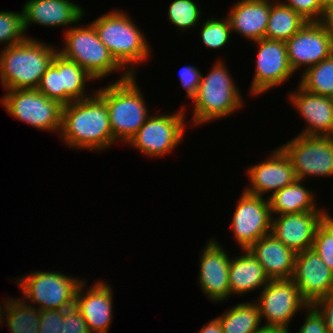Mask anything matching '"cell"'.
Returning <instances> with one entry per match:
<instances>
[{"instance_id": "cell-14", "label": "cell", "mask_w": 333, "mask_h": 333, "mask_svg": "<svg viewBox=\"0 0 333 333\" xmlns=\"http://www.w3.org/2000/svg\"><path fill=\"white\" fill-rule=\"evenodd\" d=\"M289 64L294 71L308 69L333 54V37L320 22H306L286 41Z\"/></svg>"}, {"instance_id": "cell-16", "label": "cell", "mask_w": 333, "mask_h": 333, "mask_svg": "<svg viewBox=\"0 0 333 333\" xmlns=\"http://www.w3.org/2000/svg\"><path fill=\"white\" fill-rule=\"evenodd\" d=\"M199 257V285L204 295L213 302L230 298L229 266L231 258L227 250L213 238L206 243Z\"/></svg>"}, {"instance_id": "cell-20", "label": "cell", "mask_w": 333, "mask_h": 333, "mask_svg": "<svg viewBox=\"0 0 333 333\" xmlns=\"http://www.w3.org/2000/svg\"><path fill=\"white\" fill-rule=\"evenodd\" d=\"M288 97L289 101L293 104L292 106L296 108L307 124L305 129L300 132V135L333 136L332 97L308 92L299 84L297 90H293L288 94Z\"/></svg>"}, {"instance_id": "cell-44", "label": "cell", "mask_w": 333, "mask_h": 333, "mask_svg": "<svg viewBox=\"0 0 333 333\" xmlns=\"http://www.w3.org/2000/svg\"><path fill=\"white\" fill-rule=\"evenodd\" d=\"M253 333H289V332L286 330L278 329L276 327L261 325V327H259Z\"/></svg>"}, {"instance_id": "cell-5", "label": "cell", "mask_w": 333, "mask_h": 333, "mask_svg": "<svg viewBox=\"0 0 333 333\" xmlns=\"http://www.w3.org/2000/svg\"><path fill=\"white\" fill-rule=\"evenodd\" d=\"M222 60V61H221ZM201 81L193 102L192 126L226 118L243 107V97L223 59Z\"/></svg>"}, {"instance_id": "cell-18", "label": "cell", "mask_w": 333, "mask_h": 333, "mask_svg": "<svg viewBox=\"0 0 333 333\" xmlns=\"http://www.w3.org/2000/svg\"><path fill=\"white\" fill-rule=\"evenodd\" d=\"M328 211H307L272 216L271 234L295 253L313 246L315 232Z\"/></svg>"}, {"instance_id": "cell-1", "label": "cell", "mask_w": 333, "mask_h": 333, "mask_svg": "<svg viewBox=\"0 0 333 333\" xmlns=\"http://www.w3.org/2000/svg\"><path fill=\"white\" fill-rule=\"evenodd\" d=\"M92 91L90 97L63 106L59 137L70 148L101 152L118 142L113 138L105 101Z\"/></svg>"}, {"instance_id": "cell-9", "label": "cell", "mask_w": 333, "mask_h": 333, "mask_svg": "<svg viewBox=\"0 0 333 333\" xmlns=\"http://www.w3.org/2000/svg\"><path fill=\"white\" fill-rule=\"evenodd\" d=\"M185 108L177 113L152 114L127 144L145 156L159 157L169 154L184 139Z\"/></svg>"}, {"instance_id": "cell-39", "label": "cell", "mask_w": 333, "mask_h": 333, "mask_svg": "<svg viewBox=\"0 0 333 333\" xmlns=\"http://www.w3.org/2000/svg\"><path fill=\"white\" fill-rule=\"evenodd\" d=\"M181 86L186 90V97L193 99L197 93L202 73L194 66H184L179 74Z\"/></svg>"}, {"instance_id": "cell-31", "label": "cell", "mask_w": 333, "mask_h": 333, "mask_svg": "<svg viewBox=\"0 0 333 333\" xmlns=\"http://www.w3.org/2000/svg\"><path fill=\"white\" fill-rule=\"evenodd\" d=\"M199 8L194 0H174L169 6L167 19L180 31L193 29L201 20L202 10Z\"/></svg>"}, {"instance_id": "cell-22", "label": "cell", "mask_w": 333, "mask_h": 333, "mask_svg": "<svg viewBox=\"0 0 333 333\" xmlns=\"http://www.w3.org/2000/svg\"><path fill=\"white\" fill-rule=\"evenodd\" d=\"M248 250L260 262L270 280L292 278L296 253L271 233L259 238Z\"/></svg>"}, {"instance_id": "cell-10", "label": "cell", "mask_w": 333, "mask_h": 333, "mask_svg": "<svg viewBox=\"0 0 333 333\" xmlns=\"http://www.w3.org/2000/svg\"><path fill=\"white\" fill-rule=\"evenodd\" d=\"M279 147L290 159L298 180L333 176V136L298 134Z\"/></svg>"}, {"instance_id": "cell-42", "label": "cell", "mask_w": 333, "mask_h": 333, "mask_svg": "<svg viewBox=\"0 0 333 333\" xmlns=\"http://www.w3.org/2000/svg\"><path fill=\"white\" fill-rule=\"evenodd\" d=\"M319 22L333 37V1L325 5L323 16Z\"/></svg>"}, {"instance_id": "cell-41", "label": "cell", "mask_w": 333, "mask_h": 333, "mask_svg": "<svg viewBox=\"0 0 333 333\" xmlns=\"http://www.w3.org/2000/svg\"><path fill=\"white\" fill-rule=\"evenodd\" d=\"M322 315L329 333H333V291L312 304Z\"/></svg>"}, {"instance_id": "cell-40", "label": "cell", "mask_w": 333, "mask_h": 333, "mask_svg": "<svg viewBox=\"0 0 333 333\" xmlns=\"http://www.w3.org/2000/svg\"><path fill=\"white\" fill-rule=\"evenodd\" d=\"M307 315L298 333H329L322 315L313 305L305 308Z\"/></svg>"}, {"instance_id": "cell-24", "label": "cell", "mask_w": 333, "mask_h": 333, "mask_svg": "<svg viewBox=\"0 0 333 333\" xmlns=\"http://www.w3.org/2000/svg\"><path fill=\"white\" fill-rule=\"evenodd\" d=\"M242 254L231 258L229 266L230 297L242 295L255 289H263L270 281L260 262L248 249H241Z\"/></svg>"}, {"instance_id": "cell-43", "label": "cell", "mask_w": 333, "mask_h": 333, "mask_svg": "<svg viewBox=\"0 0 333 333\" xmlns=\"http://www.w3.org/2000/svg\"><path fill=\"white\" fill-rule=\"evenodd\" d=\"M197 333H223L221 324L217 318L206 323Z\"/></svg>"}, {"instance_id": "cell-30", "label": "cell", "mask_w": 333, "mask_h": 333, "mask_svg": "<svg viewBox=\"0 0 333 333\" xmlns=\"http://www.w3.org/2000/svg\"><path fill=\"white\" fill-rule=\"evenodd\" d=\"M300 77L298 84L308 92L333 98V54L304 69Z\"/></svg>"}, {"instance_id": "cell-25", "label": "cell", "mask_w": 333, "mask_h": 333, "mask_svg": "<svg viewBox=\"0 0 333 333\" xmlns=\"http://www.w3.org/2000/svg\"><path fill=\"white\" fill-rule=\"evenodd\" d=\"M303 184L302 180H296L268 198L272 216L307 211H325L317 207L315 194L313 195V192L304 187Z\"/></svg>"}, {"instance_id": "cell-7", "label": "cell", "mask_w": 333, "mask_h": 333, "mask_svg": "<svg viewBox=\"0 0 333 333\" xmlns=\"http://www.w3.org/2000/svg\"><path fill=\"white\" fill-rule=\"evenodd\" d=\"M83 281L57 271H33L16 279L22 299L37 304L38 310H63L75 306L78 286ZM39 304V306H38Z\"/></svg>"}, {"instance_id": "cell-33", "label": "cell", "mask_w": 333, "mask_h": 333, "mask_svg": "<svg viewBox=\"0 0 333 333\" xmlns=\"http://www.w3.org/2000/svg\"><path fill=\"white\" fill-rule=\"evenodd\" d=\"M25 32L23 11H0V44H5L4 48L25 41Z\"/></svg>"}, {"instance_id": "cell-19", "label": "cell", "mask_w": 333, "mask_h": 333, "mask_svg": "<svg viewBox=\"0 0 333 333\" xmlns=\"http://www.w3.org/2000/svg\"><path fill=\"white\" fill-rule=\"evenodd\" d=\"M86 283L83 279L78 286L75 307L85 319L90 333H108L113 319L112 287L100 280L85 292Z\"/></svg>"}, {"instance_id": "cell-36", "label": "cell", "mask_w": 333, "mask_h": 333, "mask_svg": "<svg viewBox=\"0 0 333 333\" xmlns=\"http://www.w3.org/2000/svg\"><path fill=\"white\" fill-rule=\"evenodd\" d=\"M282 2L296 11L307 22H319L325 9L321 0H286Z\"/></svg>"}, {"instance_id": "cell-46", "label": "cell", "mask_w": 333, "mask_h": 333, "mask_svg": "<svg viewBox=\"0 0 333 333\" xmlns=\"http://www.w3.org/2000/svg\"><path fill=\"white\" fill-rule=\"evenodd\" d=\"M321 1L324 3V5H326L327 3L332 2L333 0H321Z\"/></svg>"}, {"instance_id": "cell-32", "label": "cell", "mask_w": 333, "mask_h": 333, "mask_svg": "<svg viewBox=\"0 0 333 333\" xmlns=\"http://www.w3.org/2000/svg\"><path fill=\"white\" fill-rule=\"evenodd\" d=\"M200 39L205 48L220 49L225 46L231 37V25L227 15L223 19L208 18L200 27Z\"/></svg>"}, {"instance_id": "cell-28", "label": "cell", "mask_w": 333, "mask_h": 333, "mask_svg": "<svg viewBox=\"0 0 333 333\" xmlns=\"http://www.w3.org/2000/svg\"><path fill=\"white\" fill-rule=\"evenodd\" d=\"M216 318L223 333H253L262 324L258 306L253 301L241 302Z\"/></svg>"}, {"instance_id": "cell-8", "label": "cell", "mask_w": 333, "mask_h": 333, "mask_svg": "<svg viewBox=\"0 0 333 333\" xmlns=\"http://www.w3.org/2000/svg\"><path fill=\"white\" fill-rule=\"evenodd\" d=\"M0 100L13 118L38 130L60 134L63 106L37 89L7 90Z\"/></svg>"}, {"instance_id": "cell-15", "label": "cell", "mask_w": 333, "mask_h": 333, "mask_svg": "<svg viewBox=\"0 0 333 333\" xmlns=\"http://www.w3.org/2000/svg\"><path fill=\"white\" fill-rule=\"evenodd\" d=\"M247 176L250 184L244 191L260 197L270 192L267 198L298 180L290 159L280 147L264 161L249 166Z\"/></svg>"}, {"instance_id": "cell-38", "label": "cell", "mask_w": 333, "mask_h": 333, "mask_svg": "<svg viewBox=\"0 0 333 333\" xmlns=\"http://www.w3.org/2000/svg\"><path fill=\"white\" fill-rule=\"evenodd\" d=\"M62 333H90L85 319L75 306L64 309Z\"/></svg>"}, {"instance_id": "cell-17", "label": "cell", "mask_w": 333, "mask_h": 333, "mask_svg": "<svg viewBox=\"0 0 333 333\" xmlns=\"http://www.w3.org/2000/svg\"><path fill=\"white\" fill-rule=\"evenodd\" d=\"M291 279L309 305L333 291V272L312 248L296 253Z\"/></svg>"}, {"instance_id": "cell-29", "label": "cell", "mask_w": 333, "mask_h": 333, "mask_svg": "<svg viewBox=\"0 0 333 333\" xmlns=\"http://www.w3.org/2000/svg\"><path fill=\"white\" fill-rule=\"evenodd\" d=\"M4 317L10 333H39L40 310L24 299L7 297ZM34 305V306H33Z\"/></svg>"}, {"instance_id": "cell-34", "label": "cell", "mask_w": 333, "mask_h": 333, "mask_svg": "<svg viewBox=\"0 0 333 333\" xmlns=\"http://www.w3.org/2000/svg\"><path fill=\"white\" fill-rule=\"evenodd\" d=\"M312 249L333 272V217L330 213L317 227Z\"/></svg>"}, {"instance_id": "cell-13", "label": "cell", "mask_w": 333, "mask_h": 333, "mask_svg": "<svg viewBox=\"0 0 333 333\" xmlns=\"http://www.w3.org/2000/svg\"><path fill=\"white\" fill-rule=\"evenodd\" d=\"M271 225L272 214L268 198L243 190L231 221L238 247L248 249L259 238L271 233Z\"/></svg>"}, {"instance_id": "cell-45", "label": "cell", "mask_w": 333, "mask_h": 333, "mask_svg": "<svg viewBox=\"0 0 333 333\" xmlns=\"http://www.w3.org/2000/svg\"><path fill=\"white\" fill-rule=\"evenodd\" d=\"M4 301L5 302H3L4 303L3 306L0 304L1 305L0 306V327H1V324H5L4 323V319H5L4 314H5V310H6L7 299L5 298Z\"/></svg>"}, {"instance_id": "cell-3", "label": "cell", "mask_w": 333, "mask_h": 333, "mask_svg": "<svg viewBox=\"0 0 333 333\" xmlns=\"http://www.w3.org/2000/svg\"><path fill=\"white\" fill-rule=\"evenodd\" d=\"M58 49L28 37L0 51V82L7 90L37 89Z\"/></svg>"}, {"instance_id": "cell-37", "label": "cell", "mask_w": 333, "mask_h": 333, "mask_svg": "<svg viewBox=\"0 0 333 333\" xmlns=\"http://www.w3.org/2000/svg\"><path fill=\"white\" fill-rule=\"evenodd\" d=\"M63 310H41L39 333H62Z\"/></svg>"}, {"instance_id": "cell-4", "label": "cell", "mask_w": 333, "mask_h": 333, "mask_svg": "<svg viewBox=\"0 0 333 333\" xmlns=\"http://www.w3.org/2000/svg\"><path fill=\"white\" fill-rule=\"evenodd\" d=\"M119 10L102 14L91 24L115 61L129 75H137L135 64L147 61L151 54L150 45L127 12Z\"/></svg>"}, {"instance_id": "cell-2", "label": "cell", "mask_w": 333, "mask_h": 333, "mask_svg": "<svg viewBox=\"0 0 333 333\" xmlns=\"http://www.w3.org/2000/svg\"><path fill=\"white\" fill-rule=\"evenodd\" d=\"M122 71L124 72L117 81L95 89V92L107 105L114 140L127 145L146 122L150 111L138 87L136 76Z\"/></svg>"}, {"instance_id": "cell-23", "label": "cell", "mask_w": 333, "mask_h": 333, "mask_svg": "<svg viewBox=\"0 0 333 333\" xmlns=\"http://www.w3.org/2000/svg\"><path fill=\"white\" fill-rule=\"evenodd\" d=\"M228 19L233 32L251 42L265 38L270 15V0H239L230 9Z\"/></svg>"}, {"instance_id": "cell-21", "label": "cell", "mask_w": 333, "mask_h": 333, "mask_svg": "<svg viewBox=\"0 0 333 333\" xmlns=\"http://www.w3.org/2000/svg\"><path fill=\"white\" fill-rule=\"evenodd\" d=\"M84 10L71 0H28L22 7L24 29L27 31L30 24L71 28L83 19Z\"/></svg>"}, {"instance_id": "cell-11", "label": "cell", "mask_w": 333, "mask_h": 333, "mask_svg": "<svg viewBox=\"0 0 333 333\" xmlns=\"http://www.w3.org/2000/svg\"><path fill=\"white\" fill-rule=\"evenodd\" d=\"M257 304L264 325L290 331L288 326L300 310L309 305L300 295L295 282L290 279H271L261 290Z\"/></svg>"}, {"instance_id": "cell-27", "label": "cell", "mask_w": 333, "mask_h": 333, "mask_svg": "<svg viewBox=\"0 0 333 333\" xmlns=\"http://www.w3.org/2000/svg\"><path fill=\"white\" fill-rule=\"evenodd\" d=\"M58 73L60 74L61 89H64V106L73 101L90 97L86 93L88 81H95L80 65L64 58L58 53Z\"/></svg>"}, {"instance_id": "cell-6", "label": "cell", "mask_w": 333, "mask_h": 333, "mask_svg": "<svg viewBox=\"0 0 333 333\" xmlns=\"http://www.w3.org/2000/svg\"><path fill=\"white\" fill-rule=\"evenodd\" d=\"M65 46L58 53L84 68L96 81L123 68L115 61L108 48L100 41L91 23L67 28Z\"/></svg>"}, {"instance_id": "cell-35", "label": "cell", "mask_w": 333, "mask_h": 333, "mask_svg": "<svg viewBox=\"0 0 333 333\" xmlns=\"http://www.w3.org/2000/svg\"><path fill=\"white\" fill-rule=\"evenodd\" d=\"M37 90L64 106V89H61L60 74L58 73V52L42 75Z\"/></svg>"}, {"instance_id": "cell-12", "label": "cell", "mask_w": 333, "mask_h": 333, "mask_svg": "<svg viewBox=\"0 0 333 333\" xmlns=\"http://www.w3.org/2000/svg\"><path fill=\"white\" fill-rule=\"evenodd\" d=\"M258 47L255 74L249 91L255 97L284 84L292 77L285 41L262 38L254 41Z\"/></svg>"}, {"instance_id": "cell-26", "label": "cell", "mask_w": 333, "mask_h": 333, "mask_svg": "<svg viewBox=\"0 0 333 333\" xmlns=\"http://www.w3.org/2000/svg\"><path fill=\"white\" fill-rule=\"evenodd\" d=\"M272 1V2H271ZM307 21L282 1L270 0V15L265 38L287 41L298 32Z\"/></svg>"}]
</instances>
